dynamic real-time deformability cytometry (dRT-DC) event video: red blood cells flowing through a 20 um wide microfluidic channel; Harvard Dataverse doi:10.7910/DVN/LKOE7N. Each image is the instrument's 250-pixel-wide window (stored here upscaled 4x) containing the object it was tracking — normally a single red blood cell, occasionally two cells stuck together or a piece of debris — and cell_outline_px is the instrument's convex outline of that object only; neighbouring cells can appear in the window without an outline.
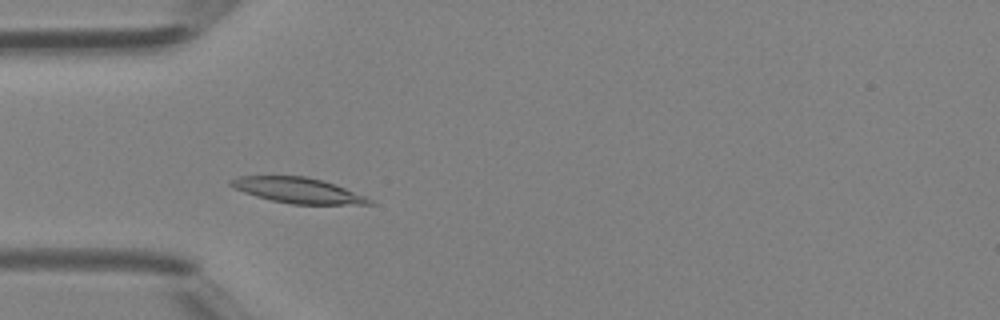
{"species": "Egyptian fruit bat (a non-hibernating species)", "species_latin": "Rousettus aegyptiacus", "temperature_condition": "room temperature", "stored_images_in_passage": 37, "camera_frame_rate_fps": 3000, "um_per_image_px": 0.085, "animal": {"sex": "female"}, "frame": {"image": 1, "passage_image": 7, "time_ms": 2.0, "image_size_px": [1000, 320], "cell_outline_px": [[376, 204], [292, 204], [272, 200], [256, 196], [244, 192], [228, 184], [228, 180], [240, 176], [308, 176], [344, 188], [364, 196], [372, 200]], "centroid_in_image_um": [25.28, 16.18], "position_along_channel_um": 59.7, "area_um2": 20.17}}
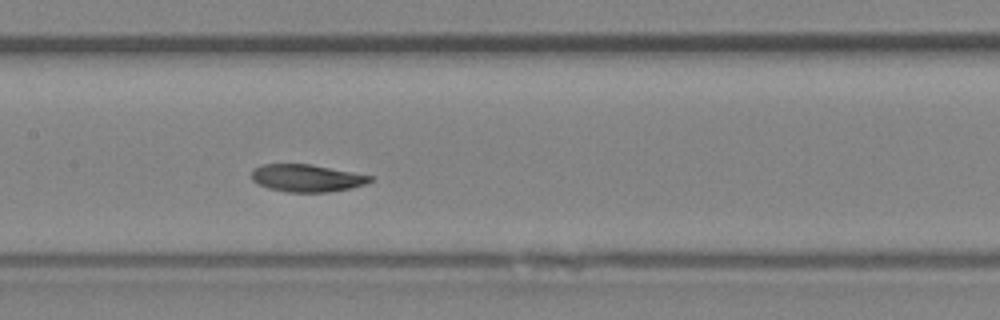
{"frame": {"image": 2, "passage_image": 15, "time_ms": 4.667, "image_size_px": [1000, 320], "cell_outline_px": [[372, 180], [364, 184], [352, 188], [328, 192], [288, 192], [268, 188], [256, 184], [252, 180], [252, 168], [264, 164], [312, 164], [372, 176]], "centroid_in_image_um": [26.03, 15.13], "position_along_channel_um": 181.4, "area_um2": 18.96}}
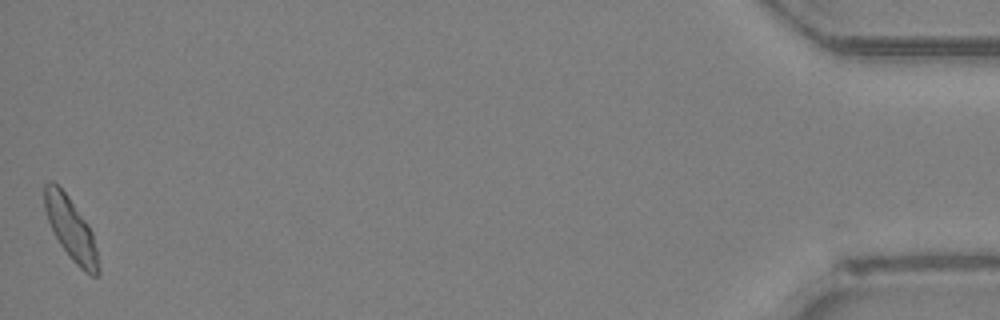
{"frame": {"image": 3, "passage_image": 37, "time_ms": 12.0, "image_size_px": [1000, 320], "cell_outline_px": [[100, 272], [96, 276], [92, 276], [84, 272], [72, 260], [60, 244], [48, 220], [44, 208], [44, 184], [52, 180], [68, 196], [88, 224], [92, 232], [96, 248], [100, 268]], "centroid_in_image_um": [6.03, 19.47], "position_along_channel_um": 429.2, "area_um2": 19.36}}